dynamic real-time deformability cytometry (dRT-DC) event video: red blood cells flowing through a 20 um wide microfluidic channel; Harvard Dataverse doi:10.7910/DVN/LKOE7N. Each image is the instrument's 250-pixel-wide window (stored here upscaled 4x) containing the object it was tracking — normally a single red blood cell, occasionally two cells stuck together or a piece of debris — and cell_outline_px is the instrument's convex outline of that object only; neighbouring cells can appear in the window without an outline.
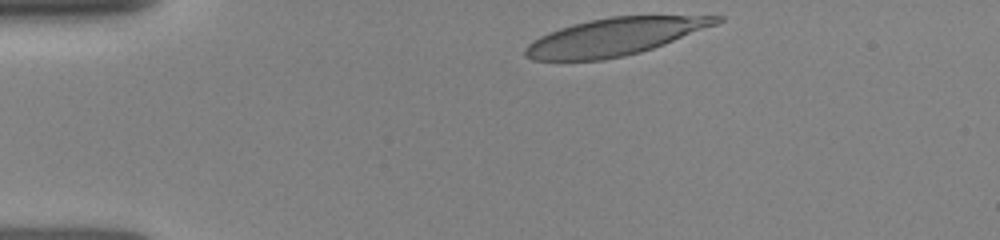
{"species": "human", "species_latin": "Homo sapiens", "temperature_condition": "room temperature", "stored_images_in_passage": 11, "camera_frame_rate_fps": 3000, "um_per_image_px": 0.085, "donor": {"sex": "female"}, "frame": {"image": 1, "passage_image": 1, "time_ms": 0.0, "image_size_px": [1000, 240], "cell_outline_px": [[724, 20], [716, 24], [664, 44], [640, 52], [624, 56], [604, 60], [532, 60], [524, 56], [524, 48], [532, 40], [548, 32], [572, 24], [588, 20], [612, 16], [724, 16]], "centroid_in_image_um": [52.19, 3.13], "position_along_channel_um": 32.8, "area_um2": 41.38}}
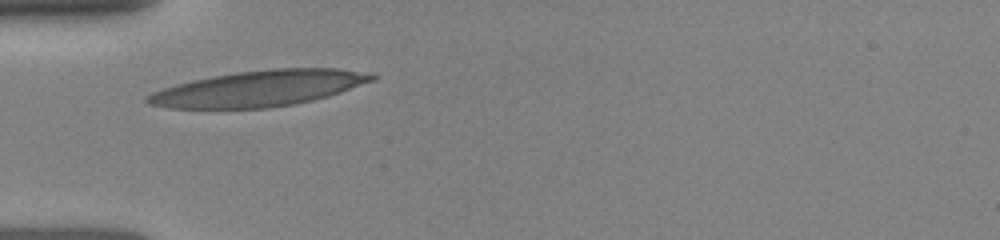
{"frame": {"image": 2, "passage_image": 7, "time_ms": 2.0, "image_size_px": [1000, 240], "cell_outline_px": [[380, 76], [376, 80], [328, 96], [296, 104], [268, 108], [168, 108], [148, 104], [144, 100], [144, 96], [152, 92], [176, 84], [192, 80], [212, 76], [236, 72], [272, 68], [336, 68], [376, 72]], "centroid_in_image_um": [22.08, 7.5], "position_along_channel_um": 62.9, "area_um2": 47.34}}
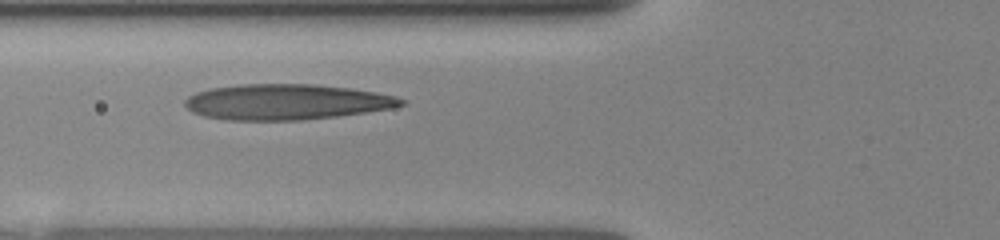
{"frame": {"image": 3, "passage_image": 10, "time_ms": 3.0, "image_size_px": [1000, 240], "cell_outline_px": [[408, 100], [404, 104], [392, 108], [336, 116], [300, 120], [228, 120], [204, 116], [192, 112], [184, 104], [184, 100], [188, 96], [196, 92], [212, 88], [240, 84], [316, 84], [348, 88], [376, 92], [396, 96]], "centroid_in_image_um": [24.33, 8.66], "position_along_channel_um": 101.5, "area_um2": 44.8}}